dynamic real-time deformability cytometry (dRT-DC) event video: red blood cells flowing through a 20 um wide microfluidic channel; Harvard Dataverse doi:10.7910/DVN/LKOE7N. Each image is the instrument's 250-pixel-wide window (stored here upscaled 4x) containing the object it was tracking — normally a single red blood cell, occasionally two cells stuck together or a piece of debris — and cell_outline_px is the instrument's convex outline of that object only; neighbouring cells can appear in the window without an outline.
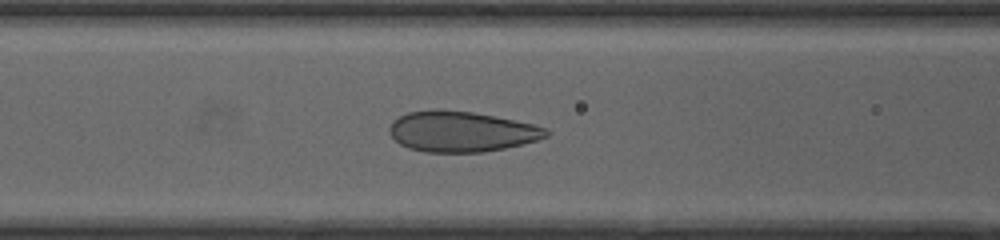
{"species": "human", "species_latin": "Homo sapiens", "temperature_condition": "cold", "stored_images_in_passage": 46, "camera_frame_rate_fps": 3000, "um_per_image_px": 0.085, "donor": {"sex": "female"}, "frame": {"image": 1, "passage_image": 18, "time_ms": 5.667, "image_size_px": [1000, 240], "cell_outline_px": [[552, 132], [548, 136], [536, 140], [504, 148], [484, 152], [424, 152], [408, 148], [400, 144], [388, 132], [388, 128], [400, 116], [408, 112], [432, 108], [472, 112], [496, 116], [532, 124], [548, 128]], "centroid_in_image_um": [39.22, 11.17], "position_along_channel_um": 127.4, "area_um2": 37.11}}
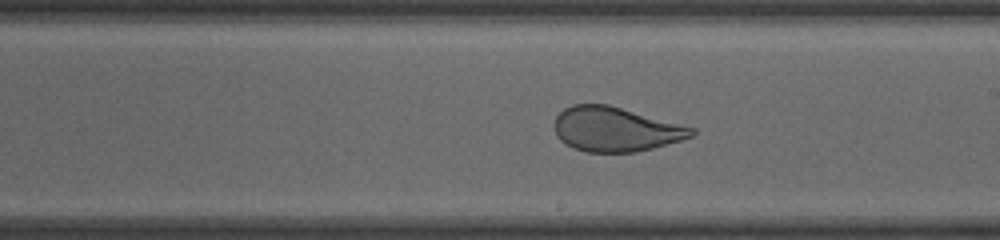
{"frame": {"image": 2, "passage_image": 26, "time_ms": 8.333, "image_size_px": [1000, 240], "cell_outline_px": [[696, 132], [692, 136], [680, 140], [652, 148], [636, 152], [588, 152], [564, 144], [556, 136], [552, 124], [556, 116], [564, 108], [572, 104], [608, 104], [696, 128]], "centroid_in_image_um": [52.28, 10.98], "position_along_channel_um": 236.7, "area_um2": 35.66}}
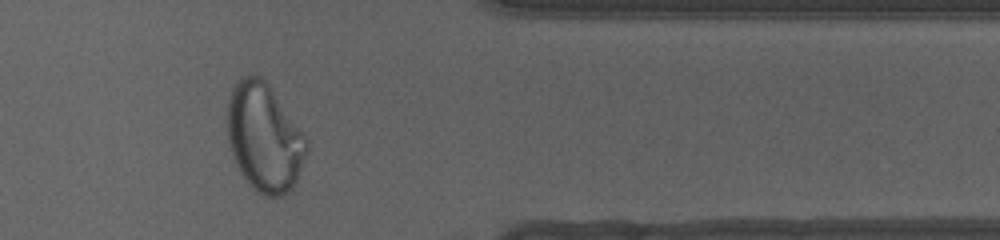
{"frame": {"image": 3, "passage_image": 38, "time_ms": 12.333, "image_size_px": [1000, 240], "cell_outline_px": [[308, 148], [296, 180], [292, 188], [288, 192], [280, 196], [268, 196], [252, 188], [248, 184], [236, 164], [228, 140], [228, 96], [236, 80], [240, 76], [260, 76], [268, 84], [308, 140]], "centroid_in_image_um": [22.45, 11.68], "position_along_channel_um": 389.0, "area_um2": 49.36}}